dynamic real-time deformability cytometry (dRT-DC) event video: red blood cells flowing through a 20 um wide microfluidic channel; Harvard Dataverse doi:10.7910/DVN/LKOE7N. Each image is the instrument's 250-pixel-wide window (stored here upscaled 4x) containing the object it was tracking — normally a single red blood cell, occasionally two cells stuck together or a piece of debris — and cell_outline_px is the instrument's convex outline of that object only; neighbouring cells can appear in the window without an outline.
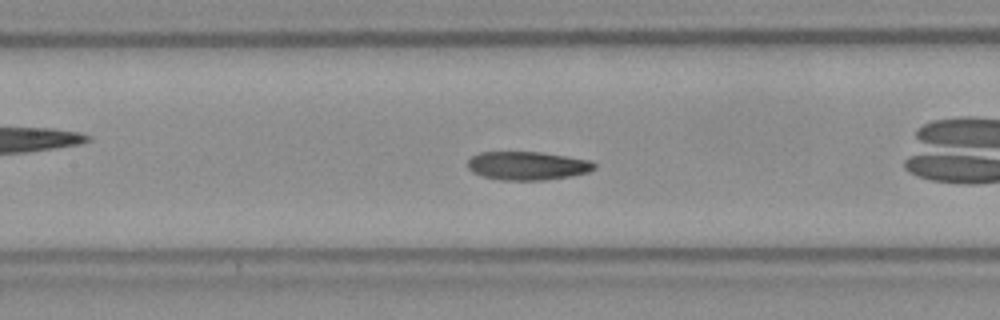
{"species": "Egyptian fruit bat (a non-hibernating species)", "species_latin": "Rousettus aegyptiacus", "temperature_condition": "room temperature", "stored_images_in_passage": 34, "camera_frame_rate_fps": 3000, "um_per_image_px": 0.085, "frame": {"image": 1, "passage_image": 10, "time_ms": 3.0, "image_size_px": [1000, 320], "cell_outline_px": [[596, 168], [588, 172], [572, 176], [544, 180], [500, 180], [484, 176], [472, 172], [468, 168], [468, 160], [472, 156], [480, 152], [540, 152], [592, 160], [596, 164]], "centroid_in_image_um": [44.86, 14.09], "position_along_channel_um": 162.5, "area_um2": 21.1}, "authors_computed_cell_mechanics": {"area_um2": 21.2415, "velocity_mm_per_s": 3.9093, "shape_relaxation_time_tau1_ms": 5.5804, "shape_relaxation_time_tau2_ms": 3.9427, "deformation_change_tau1": 0.1346, "deformation_change_tau2": 0.101}}